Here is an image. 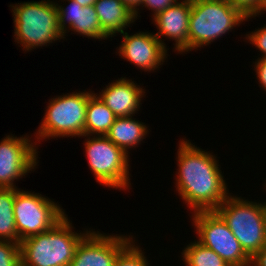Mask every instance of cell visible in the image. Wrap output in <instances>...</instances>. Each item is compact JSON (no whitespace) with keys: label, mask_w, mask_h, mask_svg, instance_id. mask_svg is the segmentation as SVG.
Segmentation results:
<instances>
[{"label":"cell","mask_w":266,"mask_h":266,"mask_svg":"<svg viewBox=\"0 0 266 266\" xmlns=\"http://www.w3.org/2000/svg\"><path fill=\"white\" fill-rule=\"evenodd\" d=\"M176 158V191L191 213L215 211L230 195L216 156L184 138Z\"/></svg>","instance_id":"cell-1"},{"label":"cell","mask_w":266,"mask_h":266,"mask_svg":"<svg viewBox=\"0 0 266 266\" xmlns=\"http://www.w3.org/2000/svg\"><path fill=\"white\" fill-rule=\"evenodd\" d=\"M65 215L46 232L26 238L19 243L21 266H69L81 239L89 232H73Z\"/></svg>","instance_id":"cell-2"},{"label":"cell","mask_w":266,"mask_h":266,"mask_svg":"<svg viewBox=\"0 0 266 266\" xmlns=\"http://www.w3.org/2000/svg\"><path fill=\"white\" fill-rule=\"evenodd\" d=\"M253 17L246 16L227 0H191L188 51L211 44Z\"/></svg>","instance_id":"cell-3"},{"label":"cell","mask_w":266,"mask_h":266,"mask_svg":"<svg viewBox=\"0 0 266 266\" xmlns=\"http://www.w3.org/2000/svg\"><path fill=\"white\" fill-rule=\"evenodd\" d=\"M50 0L21 2L10 5L13 12L14 40L23 51L47 46L64 38L59 28L58 9Z\"/></svg>","instance_id":"cell-4"},{"label":"cell","mask_w":266,"mask_h":266,"mask_svg":"<svg viewBox=\"0 0 266 266\" xmlns=\"http://www.w3.org/2000/svg\"><path fill=\"white\" fill-rule=\"evenodd\" d=\"M215 211L250 258L266 245V202L257 203L230 194Z\"/></svg>","instance_id":"cell-5"},{"label":"cell","mask_w":266,"mask_h":266,"mask_svg":"<svg viewBox=\"0 0 266 266\" xmlns=\"http://www.w3.org/2000/svg\"><path fill=\"white\" fill-rule=\"evenodd\" d=\"M79 91L54 96L46 105L44 117L38 131V142L43 139L57 137H80L85 135L86 107L90 99V91Z\"/></svg>","instance_id":"cell-6"},{"label":"cell","mask_w":266,"mask_h":266,"mask_svg":"<svg viewBox=\"0 0 266 266\" xmlns=\"http://www.w3.org/2000/svg\"><path fill=\"white\" fill-rule=\"evenodd\" d=\"M81 137H87L84 142L85 155L96 181L115 190L129 188V155L106 136Z\"/></svg>","instance_id":"cell-7"},{"label":"cell","mask_w":266,"mask_h":266,"mask_svg":"<svg viewBox=\"0 0 266 266\" xmlns=\"http://www.w3.org/2000/svg\"><path fill=\"white\" fill-rule=\"evenodd\" d=\"M15 189L14 218L20 242L46 232L66 213L57 203L42 194Z\"/></svg>","instance_id":"cell-8"},{"label":"cell","mask_w":266,"mask_h":266,"mask_svg":"<svg viewBox=\"0 0 266 266\" xmlns=\"http://www.w3.org/2000/svg\"><path fill=\"white\" fill-rule=\"evenodd\" d=\"M192 214L190 217L199 243L216 252L230 266L251 265V258L216 211H198Z\"/></svg>","instance_id":"cell-9"},{"label":"cell","mask_w":266,"mask_h":266,"mask_svg":"<svg viewBox=\"0 0 266 266\" xmlns=\"http://www.w3.org/2000/svg\"><path fill=\"white\" fill-rule=\"evenodd\" d=\"M28 135L17 137L7 135L0 141V188L16 189L15 180L38 166L37 143ZM34 144V145H33ZM14 182V183H13Z\"/></svg>","instance_id":"cell-10"},{"label":"cell","mask_w":266,"mask_h":266,"mask_svg":"<svg viewBox=\"0 0 266 266\" xmlns=\"http://www.w3.org/2000/svg\"><path fill=\"white\" fill-rule=\"evenodd\" d=\"M128 236L107 235L92 229L77 245L69 266H114L117 256L133 241V236Z\"/></svg>","instance_id":"cell-11"},{"label":"cell","mask_w":266,"mask_h":266,"mask_svg":"<svg viewBox=\"0 0 266 266\" xmlns=\"http://www.w3.org/2000/svg\"><path fill=\"white\" fill-rule=\"evenodd\" d=\"M120 34L123 36V41L117 52L131 64L133 63L145 72H151L157 70L165 62L168 50L153 33L138 32L129 35L124 31Z\"/></svg>","instance_id":"cell-12"},{"label":"cell","mask_w":266,"mask_h":266,"mask_svg":"<svg viewBox=\"0 0 266 266\" xmlns=\"http://www.w3.org/2000/svg\"><path fill=\"white\" fill-rule=\"evenodd\" d=\"M191 13V0L177 1L171 7L159 12L153 22L159 30L154 35L168 49L162 37L174 40V49L177 53L188 52L189 16ZM163 40V41H162Z\"/></svg>","instance_id":"cell-13"},{"label":"cell","mask_w":266,"mask_h":266,"mask_svg":"<svg viewBox=\"0 0 266 266\" xmlns=\"http://www.w3.org/2000/svg\"><path fill=\"white\" fill-rule=\"evenodd\" d=\"M64 1H68L69 3V5L65 6L66 8L58 3L56 4L58 9L59 28L64 38L66 36L65 33H68L69 30L92 39L105 40L110 38L102 30L94 6L82 7L75 0H63V2Z\"/></svg>","instance_id":"cell-14"},{"label":"cell","mask_w":266,"mask_h":266,"mask_svg":"<svg viewBox=\"0 0 266 266\" xmlns=\"http://www.w3.org/2000/svg\"><path fill=\"white\" fill-rule=\"evenodd\" d=\"M97 95L116 117L137 114L142 104V98L146 96L145 89L126 77L113 80Z\"/></svg>","instance_id":"cell-15"},{"label":"cell","mask_w":266,"mask_h":266,"mask_svg":"<svg viewBox=\"0 0 266 266\" xmlns=\"http://www.w3.org/2000/svg\"><path fill=\"white\" fill-rule=\"evenodd\" d=\"M102 30L114 37L135 22L134 13L121 0H97L94 3Z\"/></svg>","instance_id":"cell-16"},{"label":"cell","mask_w":266,"mask_h":266,"mask_svg":"<svg viewBox=\"0 0 266 266\" xmlns=\"http://www.w3.org/2000/svg\"><path fill=\"white\" fill-rule=\"evenodd\" d=\"M144 124L132 116L116 117L105 136L126 154H129V149L138 147L149 134L148 127Z\"/></svg>","instance_id":"cell-17"},{"label":"cell","mask_w":266,"mask_h":266,"mask_svg":"<svg viewBox=\"0 0 266 266\" xmlns=\"http://www.w3.org/2000/svg\"><path fill=\"white\" fill-rule=\"evenodd\" d=\"M96 94L90 92V99L86 107L85 135L105 136L116 116Z\"/></svg>","instance_id":"cell-18"},{"label":"cell","mask_w":266,"mask_h":266,"mask_svg":"<svg viewBox=\"0 0 266 266\" xmlns=\"http://www.w3.org/2000/svg\"><path fill=\"white\" fill-rule=\"evenodd\" d=\"M15 189L0 188V241L20 243L15 225Z\"/></svg>","instance_id":"cell-19"},{"label":"cell","mask_w":266,"mask_h":266,"mask_svg":"<svg viewBox=\"0 0 266 266\" xmlns=\"http://www.w3.org/2000/svg\"><path fill=\"white\" fill-rule=\"evenodd\" d=\"M181 253L186 266H230L216 252L197 240L190 242Z\"/></svg>","instance_id":"cell-20"},{"label":"cell","mask_w":266,"mask_h":266,"mask_svg":"<svg viewBox=\"0 0 266 266\" xmlns=\"http://www.w3.org/2000/svg\"><path fill=\"white\" fill-rule=\"evenodd\" d=\"M133 240L116 258L114 266H149L140 246Z\"/></svg>","instance_id":"cell-21"},{"label":"cell","mask_w":266,"mask_h":266,"mask_svg":"<svg viewBox=\"0 0 266 266\" xmlns=\"http://www.w3.org/2000/svg\"><path fill=\"white\" fill-rule=\"evenodd\" d=\"M0 266H21L19 243L0 241Z\"/></svg>","instance_id":"cell-22"},{"label":"cell","mask_w":266,"mask_h":266,"mask_svg":"<svg viewBox=\"0 0 266 266\" xmlns=\"http://www.w3.org/2000/svg\"><path fill=\"white\" fill-rule=\"evenodd\" d=\"M231 5L239 8L246 16L264 14V0H227Z\"/></svg>","instance_id":"cell-23"},{"label":"cell","mask_w":266,"mask_h":266,"mask_svg":"<svg viewBox=\"0 0 266 266\" xmlns=\"http://www.w3.org/2000/svg\"><path fill=\"white\" fill-rule=\"evenodd\" d=\"M246 39L257 47V50L259 49L262 54L260 58L266 59V25L257 30L255 29L252 33L246 34Z\"/></svg>","instance_id":"cell-24"},{"label":"cell","mask_w":266,"mask_h":266,"mask_svg":"<svg viewBox=\"0 0 266 266\" xmlns=\"http://www.w3.org/2000/svg\"><path fill=\"white\" fill-rule=\"evenodd\" d=\"M178 0H142L141 7H146L153 11V17H155L159 12L164 11L168 7L174 5Z\"/></svg>","instance_id":"cell-25"},{"label":"cell","mask_w":266,"mask_h":266,"mask_svg":"<svg viewBox=\"0 0 266 266\" xmlns=\"http://www.w3.org/2000/svg\"><path fill=\"white\" fill-rule=\"evenodd\" d=\"M254 70L256 71V78H258L260 87L266 91V59L258 58L255 62Z\"/></svg>","instance_id":"cell-26"},{"label":"cell","mask_w":266,"mask_h":266,"mask_svg":"<svg viewBox=\"0 0 266 266\" xmlns=\"http://www.w3.org/2000/svg\"><path fill=\"white\" fill-rule=\"evenodd\" d=\"M252 266H266V245L251 258Z\"/></svg>","instance_id":"cell-27"},{"label":"cell","mask_w":266,"mask_h":266,"mask_svg":"<svg viewBox=\"0 0 266 266\" xmlns=\"http://www.w3.org/2000/svg\"><path fill=\"white\" fill-rule=\"evenodd\" d=\"M135 15V19H138V10L141 6L142 0H121ZM138 7V8H137Z\"/></svg>","instance_id":"cell-28"},{"label":"cell","mask_w":266,"mask_h":266,"mask_svg":"<svg viewBox=\"0 0 266 266\" xmlns=\"http://www.w3.org/2000/svg\"><path fill=\"white\" fill-rule=\"evenodd\" d=\"M76 2H78L82 7L84 6H94V3L97 0H75Z\"/></svg>","instance_id":"cell-29"},{"label":"cell","mask_w":266,"mask_h":266,"mask_svg":"<svg viewBox=\"0 0 266 266\" xmlns=\"http://www.w3.org/2000/svg\"><path fill=\"white\" fill-rule=\"evenodd\" d=\"M266 11V0H264V12Z\"/></svg>","instance_id":"cell-30"}]
</instances>
